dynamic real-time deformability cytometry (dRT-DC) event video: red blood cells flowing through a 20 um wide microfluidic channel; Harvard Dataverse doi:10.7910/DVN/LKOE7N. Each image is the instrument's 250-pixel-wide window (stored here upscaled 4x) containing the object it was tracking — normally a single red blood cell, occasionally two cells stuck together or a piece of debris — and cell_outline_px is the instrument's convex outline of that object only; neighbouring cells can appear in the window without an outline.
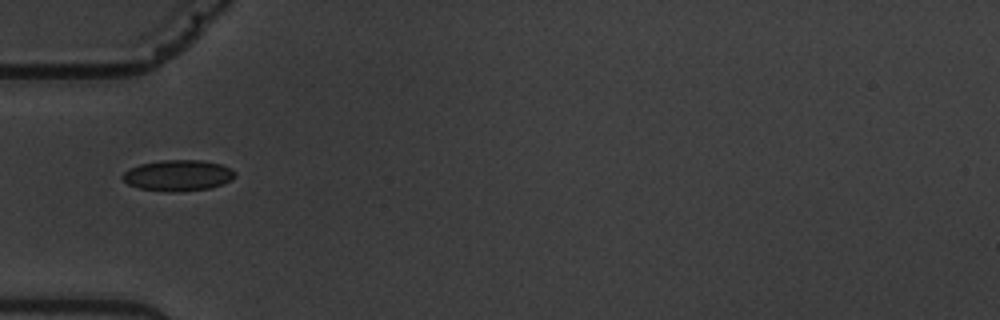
{"species": "common noctule bat (a hibernating species)", "species_latin": "Nyctalus noctula", "temperature_condition": "warm", "stored_images_in_passage": 10, "camera_frame_rate_fps": 3000, "um_per_image_px": 0.085, "animal": {"sex": "male", "body_mass_g": 19.5, "forearm_length_mm": 54.6}, "frame": {"image": 1, "passage_image": 1, "time_ms": 0.0, "image_size_px": [1000, 320], "cell_outline_px": [[236, 176], [232, 180], [212, 188], [176, 192], [168, 192], [140, 188], [128, 184], [120, 176], [128, 168], [140, 164], [160, 160], [200, 160], [220, 164], [236, 172]], "centroid_in_image_um": [15.12, 14.91], "position_along_channel_um": 69.9, "area_um2": 20.4}}
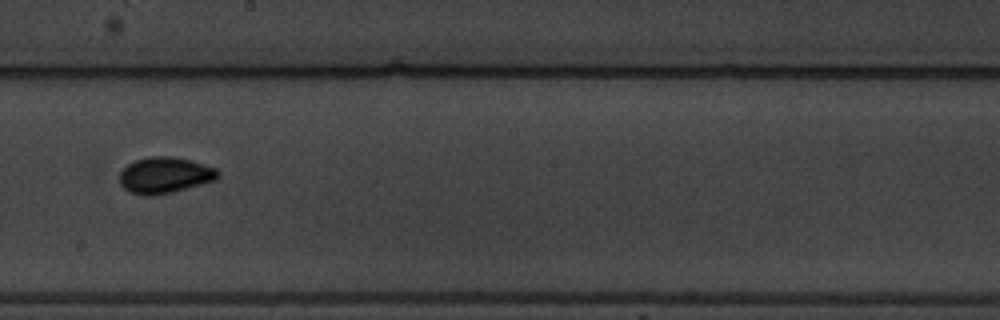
{"frame": {"image": 2, "passage_image": 5, "time_ms": 4.667, "image_size_px": [1000, 320], "cell_outline_px": [[220, 176], [216, 180], [172, 192], [152, 196], [148, 196], [128, 192], [120, 184], [120, 172], [128, 164], [136, 160], [152, 156], [172, 156], [192, 160], [216, 168], [220, 172]], "centroid_in_image_um": [14.03, 14.89], "position_along_channel_um": 234.2, "area_um2": 20.81}}
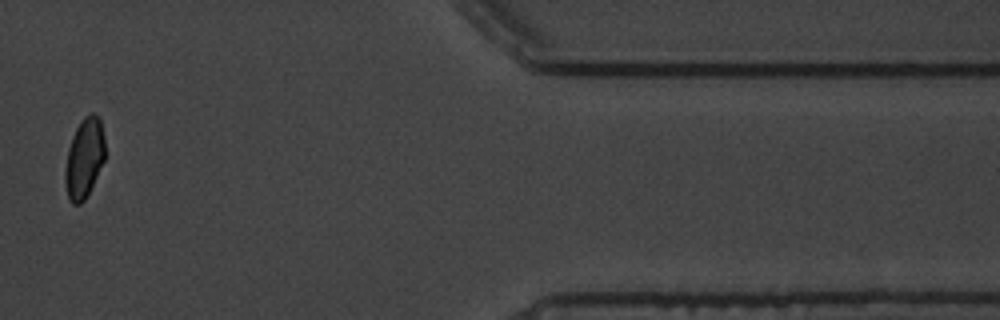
{"frame": {"image": 3, "passage_image": 9, "time_ms": 10.667, "image_size_px": [1000, 320], "cell_outline_px": [[104, 160], [88, 196], [80, 204], [72, 204], [68, 196], [64, 184], [64, 172], [68, 148], [72, 136], [80, 120], [84, 116], [92, 112], [96, 112], [100, 116], [104, 136]], "centroid_in_image_um": [7.16, 13.42], "position_along_channel_um": 404.2, "area_um2": 18.9}, "authors_computed_cell_mechanics": {"area_um2": 19.5075, "velocity_mm_per_s": 3.5249, "shape_relaxation_time_tau1_ms": 2.8696, "shape_relaxation_time_tau2_ms": null, "deformation_change_tau1": 0.0814, "deformation_change_tau2": null}}